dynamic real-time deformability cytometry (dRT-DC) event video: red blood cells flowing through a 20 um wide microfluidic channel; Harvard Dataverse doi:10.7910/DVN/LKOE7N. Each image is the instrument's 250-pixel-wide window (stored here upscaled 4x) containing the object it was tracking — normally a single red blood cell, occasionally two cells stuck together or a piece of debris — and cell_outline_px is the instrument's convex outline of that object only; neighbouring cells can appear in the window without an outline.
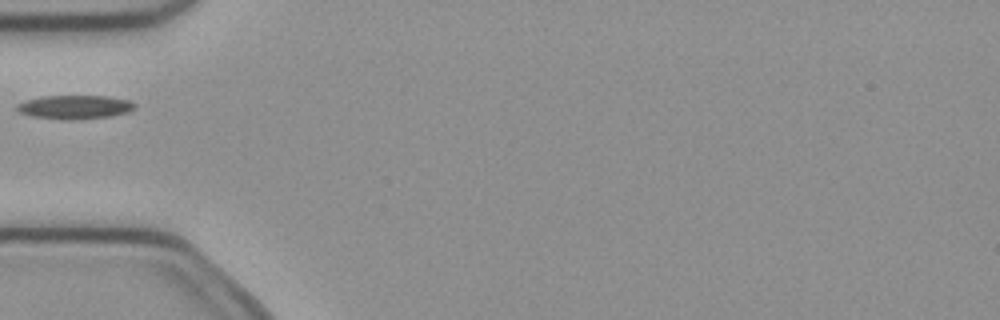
{"species": "common noctule bat (a hibernating species)", "species_latin": "Nyctalus noctula", "temperature_condition": "cold", "stored_images_in_passage": 1, "camera_frame_rate_fps": 3000, "um_per_image_px": 0.085, "animal": {"sex": "female", "body_mass_g": 21.9}, "frame": {"image": 1, "passage_image": 1, "time_ms": 0.0, "image_size_px": [1000, 320], "cell_outline_px": [[136, 108], [128, 112], [108, 116], [76, 120], [64, 120], [32, 116], [20, 112], [16, 108], [16, 104], [40, 96], [108, 96], [128, 100], [136, 104]], "centroid_in_image_um": [6.37, 9.1], "position_along_channel_um": 78.6, "area_um2": 16.3}}